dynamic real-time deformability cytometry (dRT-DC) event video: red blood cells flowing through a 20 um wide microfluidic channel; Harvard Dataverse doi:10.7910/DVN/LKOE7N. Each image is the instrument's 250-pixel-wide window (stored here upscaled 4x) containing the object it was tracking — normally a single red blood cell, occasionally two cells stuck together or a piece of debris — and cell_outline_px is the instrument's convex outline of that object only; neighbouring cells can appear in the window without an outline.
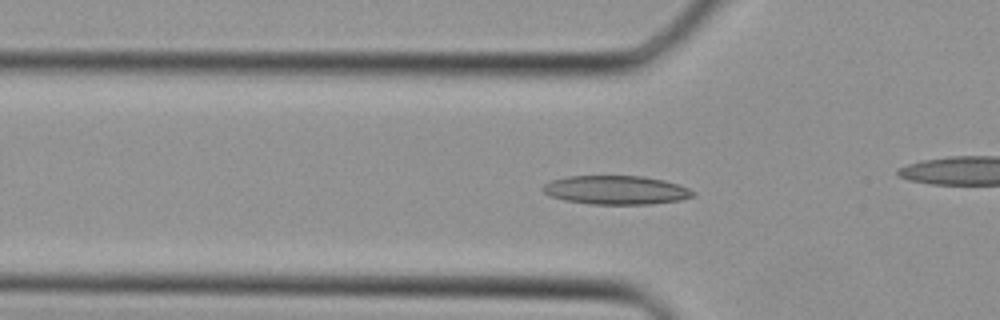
{"species": "Egyptian fruit bat (a non-hibernating species)", "species_latin": "Rousettus aegyptiacus", "temperature_condition": "cold", "stored_images_in_passage": 29, "camera_frame_rate_fps": 3000, "um_per_image_px": 0.085, "animal": {"sex": "female"}, "frame": {"image": 1, "passage_image": 10, "time_ms": 3.0, "image_size_px": [1000, 320], "cell_outline_px": [[696, 196], [680, 200], [648, 204], [592, 204], [564, 200], [552, 196], [544, 192], [540, 188], [544, 184], [552, 180], [568, 176], [640, 176], [664, 180], [688, 188], [696, 192]], "centroid_in_image_um": [52.37, 16.15], "position_along_channel_um": 73.4, "area_um2": 25.09}}
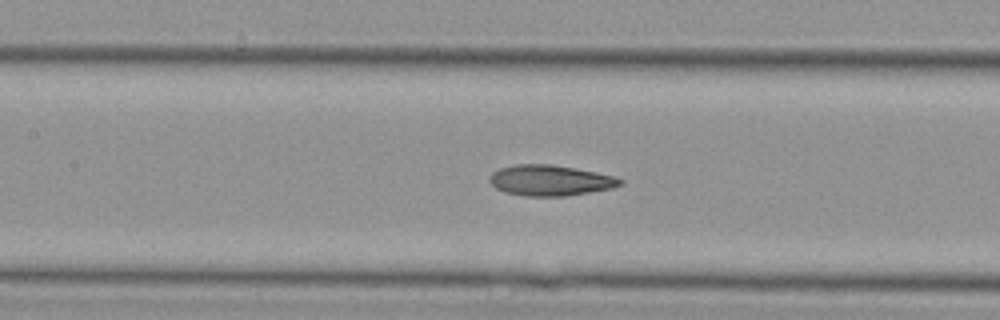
{"frame": {"image": 2, "passage_image": 15, "time_ms": 4.667, "image_size_px": [1000, 320], "cell_outline_px": [[624, 184], [612, 188], [564, 196], [524, 196], [504, 192], [496, 188], [488, 180], [488, 176], [492, 172], [500, 168], [516, 164], [552, 164], [576, 168], [616, 176], [624, 180]], "centroid_in_image_um": [46.77, 15.32], "position_along_channel_um": 160.6, "area_um2": 23.52}}
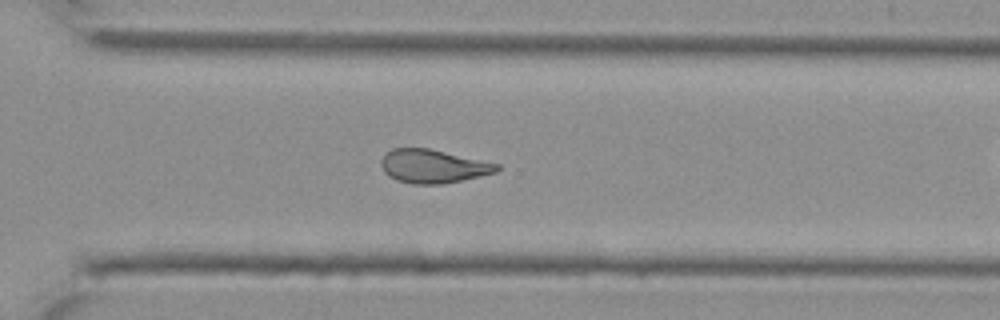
{"frame": {"image": 3, "passage_image": 25, "time_ms": 8.0, "image_size_px": [1000, 320], "cell_outline_px": [[500, 168], [496, 172], [480, 176], [444, 184], [412, 184], [396, 180], [388, 176], [384, 172], [380, 164], [380, 160], [392, 148], [428, 148], [500, 164]], "centroid_in_image_um": [36.79, 14.14], "position_along_channel_um": 333.8, "area_um2": 22.6}}